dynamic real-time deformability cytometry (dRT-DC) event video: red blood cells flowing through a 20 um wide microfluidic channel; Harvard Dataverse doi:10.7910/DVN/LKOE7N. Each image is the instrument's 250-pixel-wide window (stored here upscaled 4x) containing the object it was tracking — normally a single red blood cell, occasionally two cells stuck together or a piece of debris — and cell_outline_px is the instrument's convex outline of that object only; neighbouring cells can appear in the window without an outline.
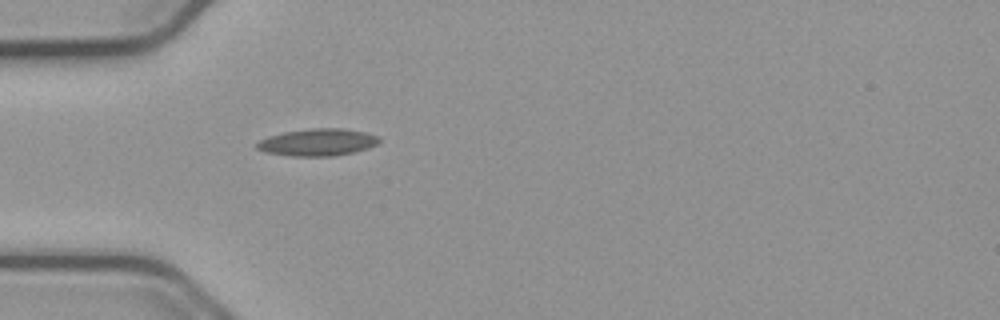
{"species": "common noctule bat (a hibernating species)", "species_latin": "Nyctalus noctula", "temperature_condition": "cold", "stored_images_in_passage": 39, "camera_frame_rate_fps": 3000, "um_per_image_px": 0.085, "animal": {"sex": "male", "body_mass_g": 23.1, "forearm_length_mm": 52.7}, "frame": {"image": 1, "passage_image": 1, "time_ms": 0.0, "image_size_px": [1000, 320], "cell_outline_px": [[380, 144], [368, 148], [352, 152], [332, 156], [292, 156], [264, 152], [256, 148], [256, 144], [260, 140], [268, 136], [284, 132], [312, 128], [340, 128], [364, 132], [380, 136]], "centroid_in_image_um": [27.01, 12.09], "position_along_channel_um": 58.0, "area_um2": 19.36}}
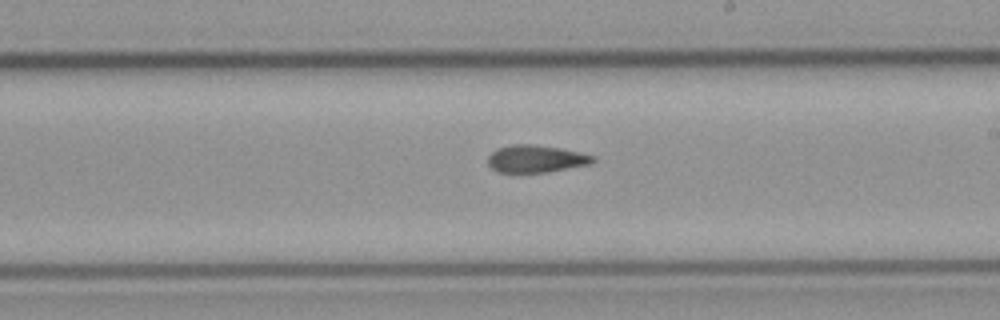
{"frame": {"image": 2, "passage_image": 16, "time_ms": 5.0, "image_size_px": [1000, 320], "cell_outline_px": [[596, 160], [592, 164], [548, 172], [496, 172], [488, 164], [488, 156], [496, 148], [512, 144], [532, 144], [560, 148], [580, 152], [596, 156]], "centroid_in_image_um": [45.58, 13.49], "position_along_channel_um": 243.4, "area_um2": 16.94}}
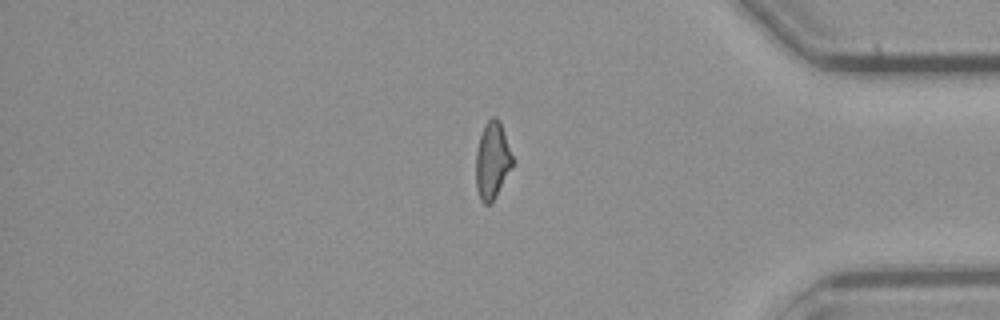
{"frame": {"image": 3, "passage_image": 30, "time_ms": 9.667, "image_size_px": [1000, 320], "cell_outline_px": [[512, 168], [496, 196], [488, 204], [484, 204], [480, 200], [476, 188], [476, 152], [480, 136], [484, 124], [492, 116], [496, 116], [500, 120], [512, 156]], "centroid_in_image_um": [41.83, 13.63], "position_along_channel_um": 393.4, "area_um2": 16.36}, "authors_computed_cell_mechanics": {"area_um2": 16.9354, "velocity_mm_per_s": 3.7723, "shape_relaxation_time_tau1_ms": null, "shape_relaxation_time_tau2_ms": 6.1118, "deformation_change_tau1": null, "deformation_change_tau2": 0.1588}}